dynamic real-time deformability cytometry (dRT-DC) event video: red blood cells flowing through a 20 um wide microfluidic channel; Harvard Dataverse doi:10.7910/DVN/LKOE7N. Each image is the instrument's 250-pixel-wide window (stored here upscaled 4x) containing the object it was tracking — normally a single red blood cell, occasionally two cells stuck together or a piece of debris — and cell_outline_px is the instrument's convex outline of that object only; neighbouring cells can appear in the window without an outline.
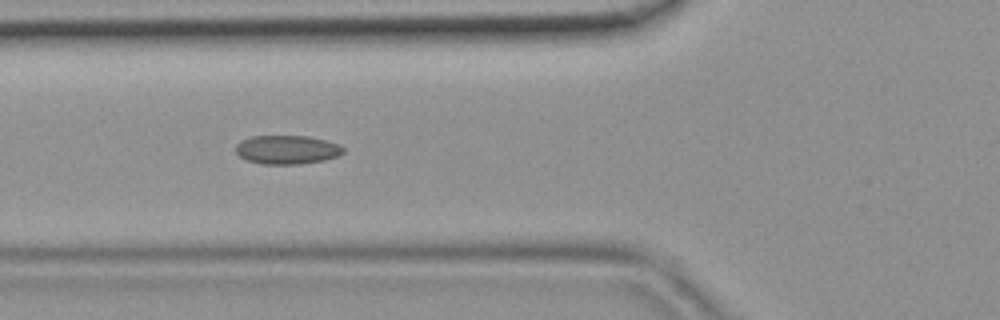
{"species": "common noctule bat (a hibernating species)", "species_latin": "Nyctalus noctula", "temperature_condition": "room temperature", "stored_images_in_passage": 5, "camera_frame_rate_fps": 3000, "um_per_image_px": 0.085, "animal": {"sex": "female", "body_mass_g": 19.9}, "frame": {"image": 1, "passage_image": 4, "time_ms": 1.0, "image_size_px": [1000, 320], "cell_outline_px": [[344, 152], [336, 156], [324, 160], [300, 164], [260, 164], [244, 160], [236, 152], [236, 144], [252, 136], [308, 136], [340, 144], [344, 148]], "centroid_in_image_um": [24.39, 12.73], "position_along_channel_um": 101.4, "area_um2": 18.03}}
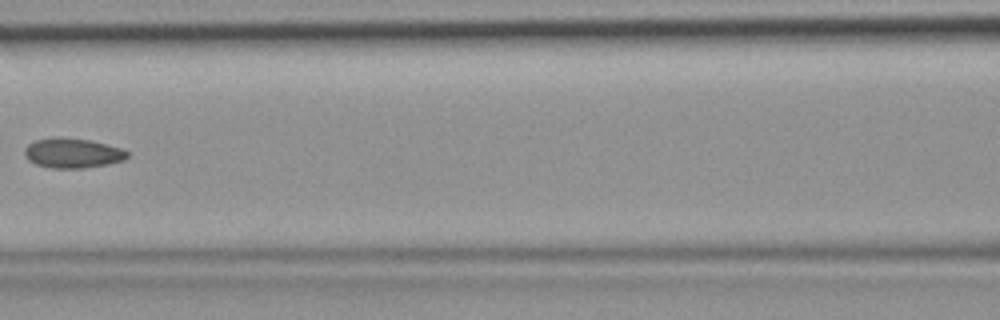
{"frame": {"image": 2, "passage_image": 5, "time_ms": 1.333, "image_size_px": [1000, 320], "cell_outline_px": [[128, 156], [124, 160], [108, 164], [84, 168], [52, 168], [36, 164], [28, 160], [24, 156], [24, 148], [28, 144], [36, 140], [88, 140], [120, 148], [128, 152]], "centroid_in_image_um": [6.17, 13.07], "position_along_channel_um": 160.4, "area_um2": 17.05}}